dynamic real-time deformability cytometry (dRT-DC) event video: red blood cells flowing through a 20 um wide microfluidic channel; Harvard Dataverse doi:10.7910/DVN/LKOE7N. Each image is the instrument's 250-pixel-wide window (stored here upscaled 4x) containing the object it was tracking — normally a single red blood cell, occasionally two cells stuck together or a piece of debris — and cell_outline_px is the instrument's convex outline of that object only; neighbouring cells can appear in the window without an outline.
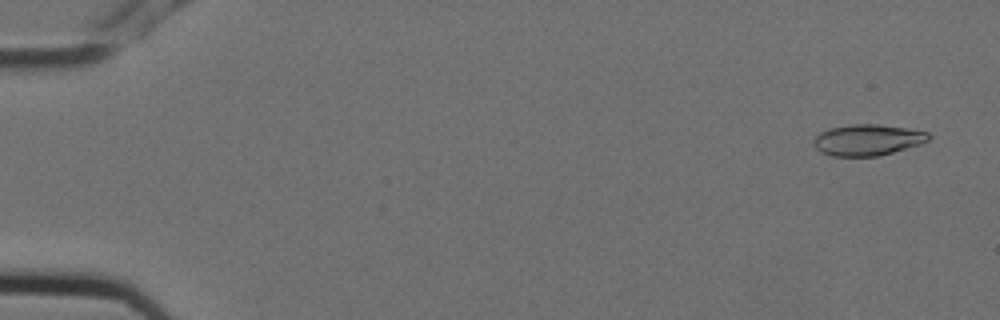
{"species": "Egyptian fruit bat (a non-hibernating species)", "species_latin": "Rousettus aegyptiacus", "temperature_condition": "cold", "stored_images_in_passage": 5, "camera_frame_rate_fps": 3000, "um_per_image_px": 0.085, "animal": {"sex": "female"}, "frame": {"image": 1, "passage_image": 1, "time_ms": 0.0, "image_size_px": [1000, 320], "cell_outline_px": [[932, 136], [928, 140], [920, 144], [880, 156], [832, 156], [820, 152], [816, 148], [816, 136], [820, 132], [832, 128], [852, 124], [876, 124], [904, 128], [928, 132]], "centroid_in_image_um": [73.77, 11.9], "position_along_channel_um": 11.2, "area_um2": 20.58}}